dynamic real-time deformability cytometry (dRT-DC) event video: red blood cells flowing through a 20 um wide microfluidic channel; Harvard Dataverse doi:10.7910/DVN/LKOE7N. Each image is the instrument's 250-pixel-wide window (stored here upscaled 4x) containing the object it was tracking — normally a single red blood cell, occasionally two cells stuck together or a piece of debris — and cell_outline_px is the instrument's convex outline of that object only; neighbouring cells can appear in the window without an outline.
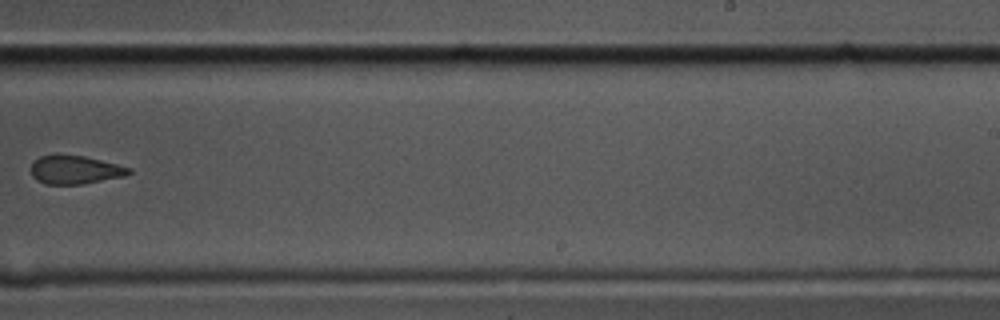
{"species": "common noctule bat (a hibernating species)", "species_latin": "Nyctalus noctula", "temperature_condition": "cold", "stored_images_in_passage": 11, "camera_frame_rate_fps": 3000, "um_per_image_px": 0.085, "animal": {"sex": "male", "body_mass_g": 17.5, "forearm_length_mm": 52.3}, "frame": {"image": 1, "passage_image": 10, "time_ms": 3.0, "image_size_px": [1000, 320], "cell_outline_px": [[132, 172], [124, 176], [80, 184], [44, 184], [36, 180], [32, 176], [32, 160], [40, 156], [56, 152], [60, 152], [84, 156], [132, 168]], "centroid_in_image_um": [6.31, 14.39], "position_along_channel_um": 282.7, "area_um2": 16.59}}
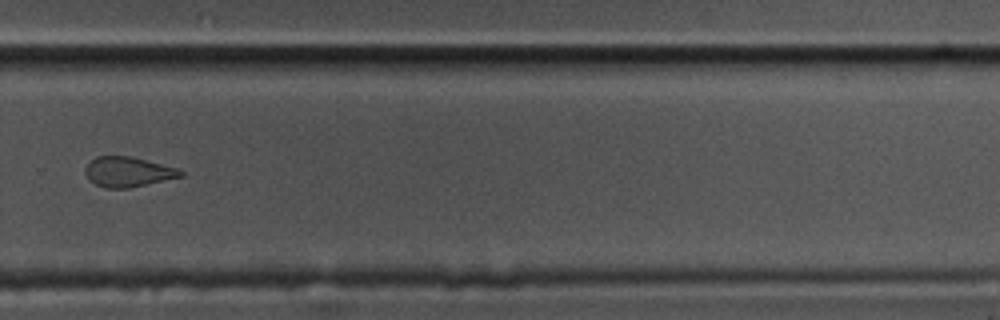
{"frame": {"image": 2, "passage_image": 11, "time_ms": 3.333, "image_size_px": [1000, 320], "cell_outline_px": [[184, 176], [128, 188], [104, 188], [88, 180], [84, 172], [84, 168], [96, 156], [132, 156], [176, 168], [184, 172]], "centroid_in_image_um": [10.85, 14.61], "position_along_channel_um": 319.0, "area_um2": 16.65}}